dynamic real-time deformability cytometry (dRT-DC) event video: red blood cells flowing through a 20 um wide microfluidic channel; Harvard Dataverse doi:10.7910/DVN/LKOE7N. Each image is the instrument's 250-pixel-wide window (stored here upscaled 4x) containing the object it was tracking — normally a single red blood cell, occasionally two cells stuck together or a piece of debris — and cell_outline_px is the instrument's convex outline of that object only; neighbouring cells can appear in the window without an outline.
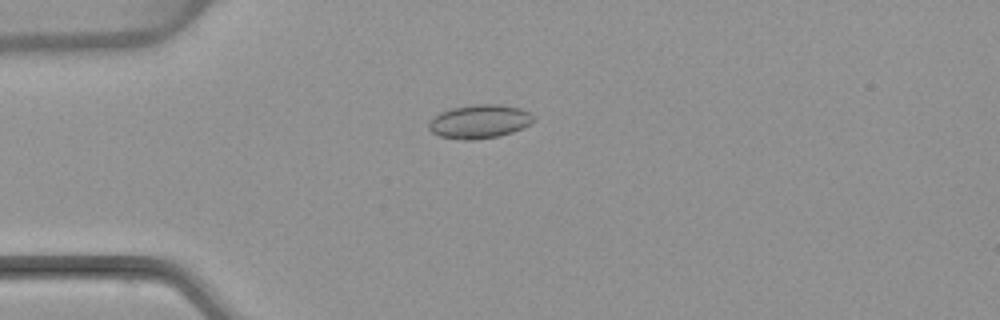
{"species": "common noctule bat (a hibernating species)", "species_latin": "Nyctalus noctula", "temperature_condition": "warm", "stored_images_in_passage": 4, "camera_frame_rate_fps": 3000, "um_per_image_px": 0.085, "animal": {"sex": "female", "body_mass_g": 22.7, "forearm_length_mm": 54.2}, "frame": {"image": 1, "passage_image": 2, "time_ms": 1.333, "image_size_px": [1000, 320], "cell_outline_px": [[536, 120], [512, 132], [500, 136], [472, 140], [464, 140], [440, 136], [432, 132], [428, 128], [428, 124], [440, 112], [452, 108], [476, 104], [500, 104], [520, 108], [532, 112], [536, 116]], "centroid_in_image_um": [40.8, 10.32], "position_along_channel_um": 44.2, "area_um2": 20.58}}
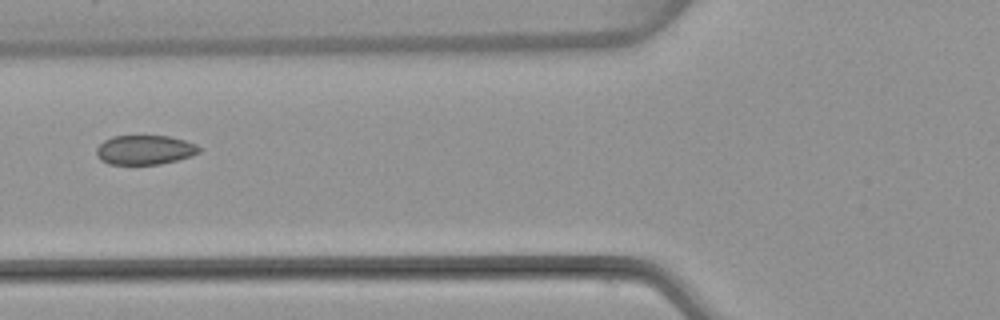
{"frame": {"image": 2, "passage_image": 4, "time_ms": 3.667, "image_size_px": [1000, 320], "cell_outline_px": [[200, 152], [192, 156], [160, 164], [108, 164], [100, 160], [96, 152], [96, 148], [104, 140], [112, 136], [168, 136], [184, 140], [196, 144], [200, 148]], "centroid_in_image_um": [12.3, 12.74], "position_along_channel_um": 113.5, "area_um2": 17.57}}